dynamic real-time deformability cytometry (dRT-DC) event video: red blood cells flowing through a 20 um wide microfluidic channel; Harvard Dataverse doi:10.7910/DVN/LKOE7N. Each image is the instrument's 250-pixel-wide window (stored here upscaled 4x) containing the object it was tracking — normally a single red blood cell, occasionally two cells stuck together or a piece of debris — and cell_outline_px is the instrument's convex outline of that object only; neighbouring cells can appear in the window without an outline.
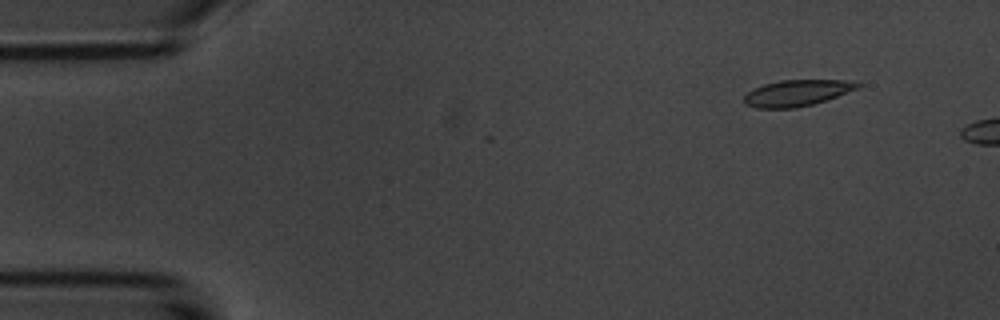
{"species": "common noctule bat (a hibernating species)", "species_latin": "Nyctalus noctula", "temperature_condition": "room temperature", "stored_images_in_passage": 3, "camera_frame_rate_fps": 3000, "um_per_image_px": 0.085, "animal": {"sex": "male", "body_mass_g": 20.1, "forearm_length_mm": 53.5}, "frame": {"image": 1, "passage_image": 1, "time_ms": 0.0, "image_size_px": [1000, 320], "cell_outline_px": [[864, 84], [860, 88], [812, 104], [796, 108], [756, 108], [744, 104], [744, 96], [752, 88], [764, 84], [780, 80], [856, 80]], "centroid_in_image_um": [67.77, 7.89], "position_along_channel_um": 17.2, "area_um2": 17.51}}